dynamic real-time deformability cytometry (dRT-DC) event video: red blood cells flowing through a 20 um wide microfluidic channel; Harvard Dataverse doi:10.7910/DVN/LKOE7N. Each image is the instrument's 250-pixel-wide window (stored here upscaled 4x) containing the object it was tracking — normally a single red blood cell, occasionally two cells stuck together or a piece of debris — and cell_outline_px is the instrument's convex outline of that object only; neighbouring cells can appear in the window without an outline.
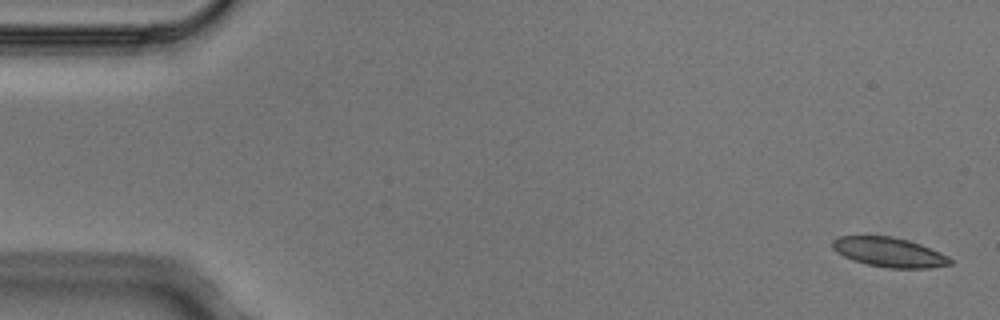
{"species": "Egyptian fruit bat (a non-hibernating species)", "species_latin": "Rousettus aegyptiacus", "temperature_condition": "cold", "stored_images_in_passage": 6, "camera_frame_rate_fps": 3000, "um_per_image_px": 0.085, "animal": {"sex": "male"}, "frame": {"image": 1, "passage_image": 1, "time_ms": 0.0, "image_size_px": [1000, 320], "cell_outline_px": [[952, 264], [932, 268], [888, 268], [868, 264], [852, 260], [836, 252], [832, 248], [832, 240], [840, 236], [892, 236], [908, 240], [920, 244], [940, 252], [948, 256], [952, 260]], "centroid_in_image_um": [75.58, 21.44], "position_along_channel_um": 9.4, "area_um2": 20.29}}
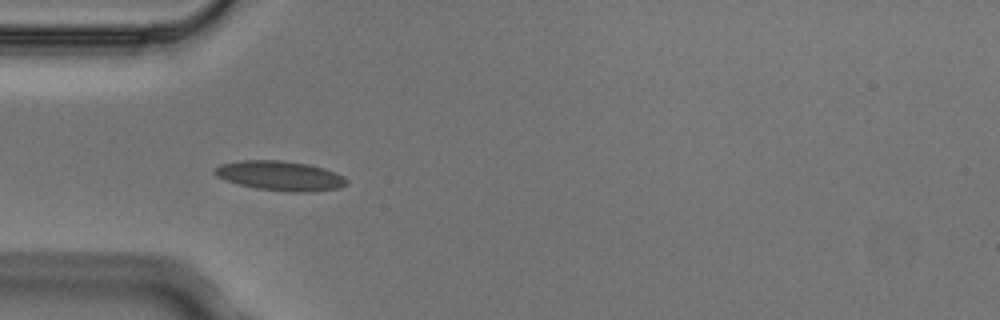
{"frame": {"image": 2, "passage_image": 5, "time_ms": 1.333, "image_size_px": [1000, 320], "cell_outline_px": [[348, 184], [340, 188], [312, 192], [292, 192], [256, 188], [240, 184], [216, 176], [212, 172], [212, 168], [220, 164], [240, 160], [284, 160], [308, 164], [324, 168], [336, 172], [344, 176], [348, 180]], "centroid_in_image_um": [23.84, 14.93], "position_along_channel_um": 61.2, "area_um2": 23.0}}
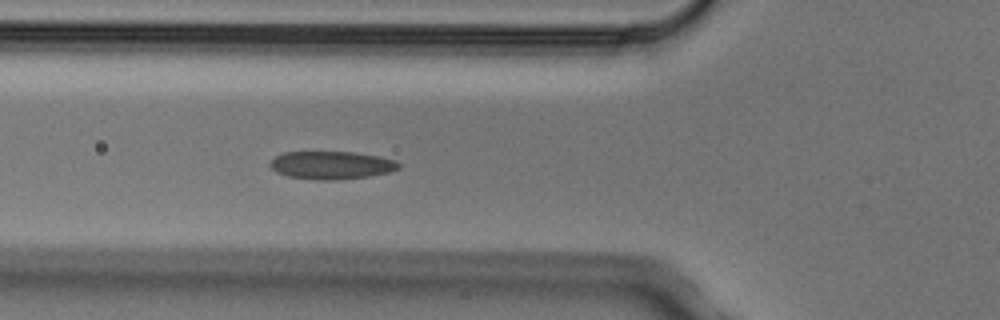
{"frame": {"image": 3, "passage_image": 6, "time_ms": 1.667, "image_size_px": [1000, 320], "cell_outline_px": [[400, 168], [388, 172], [368, 176], [336, 180], [324, 180], [288, 176], [276, 172], [268, 164], [276, 156], [284, 152], [356, 152], [380, 156], [396, 160], [400, 164]], "centroid_in_image_um": [28.19, 14.03], "position_along_channel_um": 97.6, "area_um2": 20.87}}